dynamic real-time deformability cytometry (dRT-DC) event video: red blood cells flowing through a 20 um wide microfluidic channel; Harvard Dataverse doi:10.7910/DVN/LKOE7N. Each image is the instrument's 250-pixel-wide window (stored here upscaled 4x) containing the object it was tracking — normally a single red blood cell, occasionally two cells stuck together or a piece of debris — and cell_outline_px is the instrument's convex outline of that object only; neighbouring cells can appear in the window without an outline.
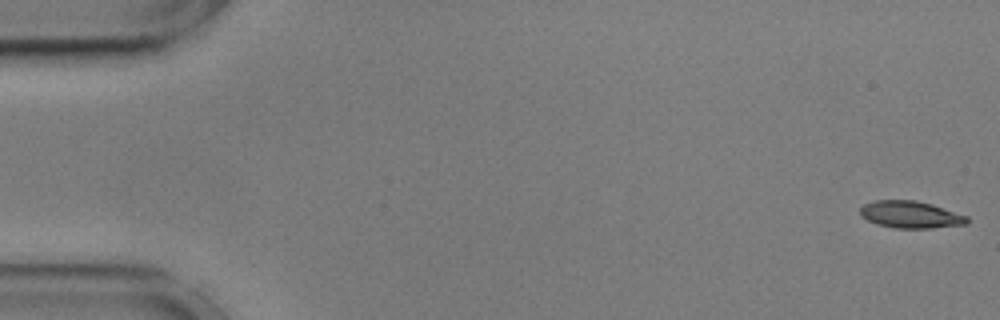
{"species": "common noctule bat (a hibernating species)", "species_latin": "Nyctalus noctula", "temperature_condition": "cold", "stored_images_in_passage": 55, "camera_frame_rate_fps": 3000, "um_per_image_px": 0.085, "animal": {"sex": "male", "body_mass_g": 17.9, "forearm_length_mm": 54.2}, "frame": {"image": 1, "passage_image": 1, "time_ms": 0.0, "image_size_px": [1000, 320], "cell_outline_px": [[968, 224], [932, 228], [896, 228], [876, 224], [860, 216], [860, 208], [864, 204], [872, 200], [916, 200], [932, 204], [968, 216]], "centroid_in_image_um": [77.39, 18.23], "position_along_channel_um": 7.6, "area_um2": 16.99}}
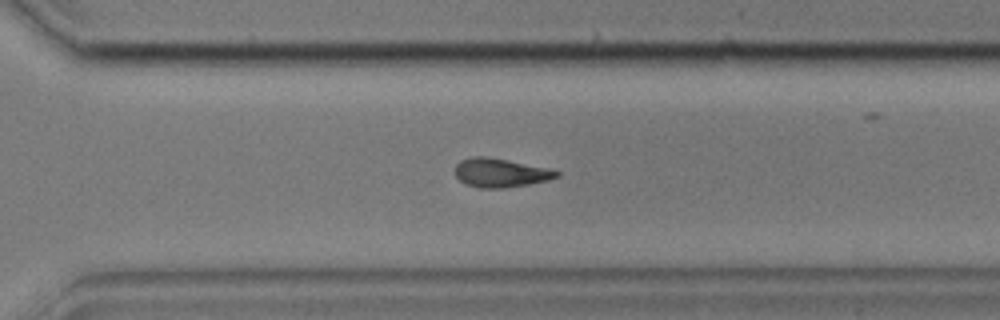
{"frame": {"image": 2, "passage_image": 39, "time_ms": 12.667, "image_size_px": [1000, 320], "cell_outline_px": [[560, 176], [548, 180], [528, 184], [504, 188], [480, 188], [464, 184], [456, 176], [456, 164], [460, 160], [472, 156], [484, 156], [508, 160], [548, 168], [560, 172]], "centroid_in_image_um": [42.53, 14.69], "position_along_channel_um": 328.1, "area_um2": 17.05}}
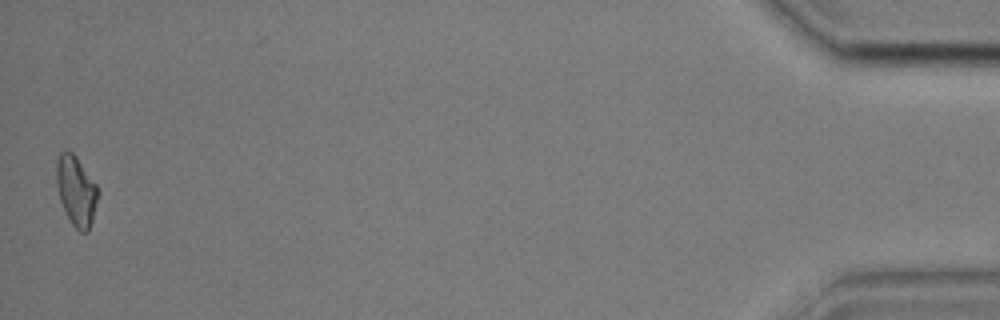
{"frame": {"image": 3, "passage_image": 55, "time_ms": 18.0, "image_size_px": [1000, 320], "cell_outline_px": [[100, 192], [92, 220], [88, 232], [80, 232], [72, 224], [60, 200], [56, 184], [56, 160], [60, 152], [72, 152], [76, 156], [96, 184]], "centroid_in_image_um": [6.48, 16.21], "position_along_channel_um": 428.7, "area_um2": 16.82}, "authors_computed_cell_mechanics": {"area_um2": 17.1666, "velocity_mm_per_s": 3.591, "shape_relaxation_time_tau1_ms": 4.9053, "shape_relaxation_time_tau2_ms": null, "deformation_change_tau1": 0.1347, "deformation_change_tau2": null}}